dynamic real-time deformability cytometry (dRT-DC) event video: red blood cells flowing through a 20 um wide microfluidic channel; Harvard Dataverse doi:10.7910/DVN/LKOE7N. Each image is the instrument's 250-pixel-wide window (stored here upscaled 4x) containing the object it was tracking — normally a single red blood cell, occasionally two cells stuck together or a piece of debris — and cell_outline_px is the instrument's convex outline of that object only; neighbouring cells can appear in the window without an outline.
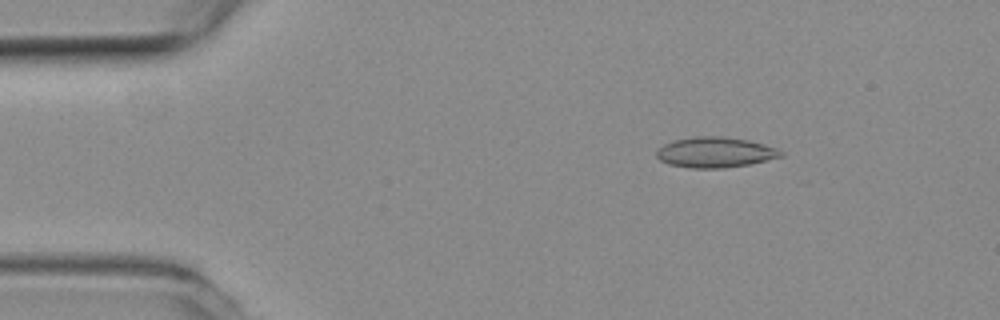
{"species": "common noctule bat (a hibernating species)", "species_latin": "Nyctalus noctula", "temperature_condition": "room temperature", "stored_images_in_passage": 20, "camera_frame_rate_fps": 3000, "um_per_image_px": 0.085, "animal": {"sex": "female", "body_mass_g": 19.3, "forearm_length_mm": 54.1}, "frame": {"image": 1, "passage_image": 8, "time_ms": 2.333, "image_size_px": [1000, 320], "cell_outline_px": [[784, 156], [748, 164], [724, 168], [688, 168], [668, 164], [660, 160], [656, 156], [656, 152], [664, 144], [676, 140], [696, 136], [724, 136], [748, 140], [764, 144], [776, 148], [784, 152]], "centroid_in_image_um": [60.8, 12.95], "position_along_channel_um": 24.2, "area_um2": 22.02}}
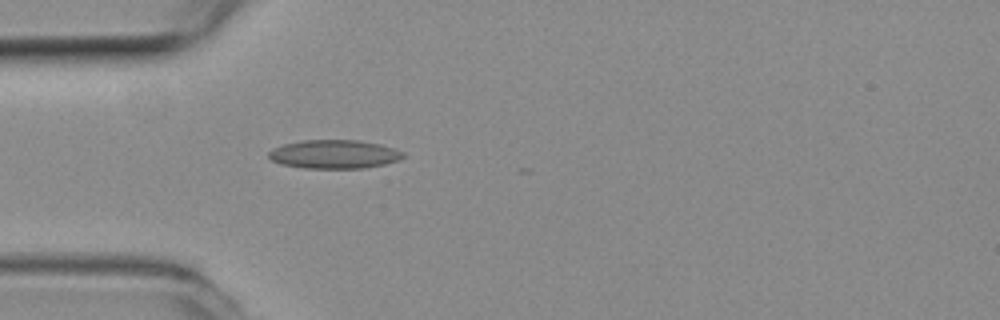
{"frame": {"image": 2, "passage_image": 16, "time_ms": 5.0, "image_size_px": [1000, 320], "cell_outline_px": [[404, 156], [400, 160], [384, 164], [364, 168], [304, 168], [280, 164], [272, 160], [268, 156], [268, 152], [272, 148], [284, 144], [304, 140], [360, 140], [380, 144], [396, 148], [404, 152]], "centroid_in_image_um": [28.43, 13.1], "position_along_channel_um": 56.6, "area_um2": 22.6}}
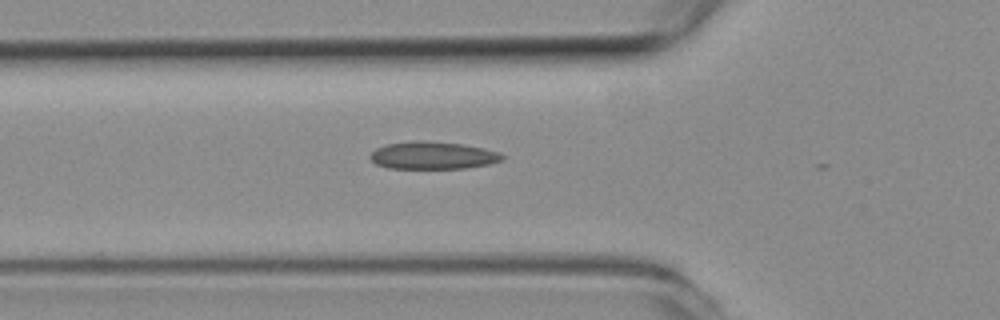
{"frame": {"image": 3, "passage_image": 19, "time_ms": 6.0, "image_size_px": [1000, 320], "cell_outline_px": [[504, 160], [488, 164], [464, 168], [388, 168], [376, 164], [368, 156], [376, 148], [388, 144], [412, 140], [424, 140], [464, 144], [484, 148], [500, 152], [504, 156]], "centroid_in_image_um": [36.8, 13.2], "position_along_channel_um": 89.0, "area_um2": 21.27}}